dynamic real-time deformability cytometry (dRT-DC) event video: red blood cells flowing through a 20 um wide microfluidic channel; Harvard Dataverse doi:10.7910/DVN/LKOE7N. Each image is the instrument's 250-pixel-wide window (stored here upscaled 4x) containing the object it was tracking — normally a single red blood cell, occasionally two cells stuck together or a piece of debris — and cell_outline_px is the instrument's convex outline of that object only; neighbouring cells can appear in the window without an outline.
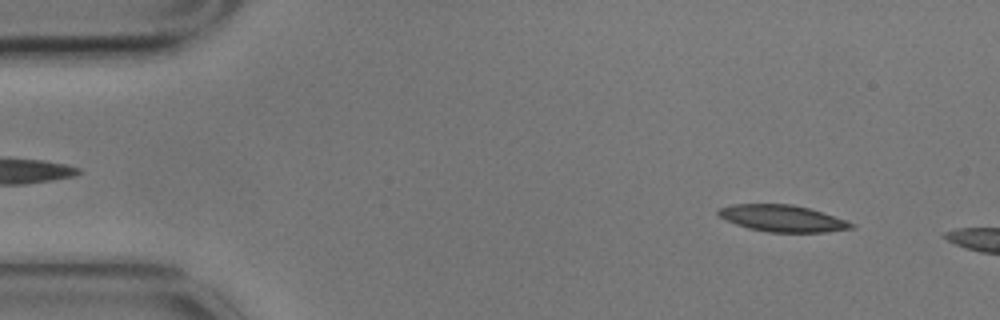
{"species": "common noctule bat (a hibernating species)", "species_latin": "Nyctalus noctula", "temperature_condition": "cold", "stored_images_in_passage": 3, "camera_frame_rate_fps": 3000, "um_per_image_px": 0.085, "animal": {"sex": "male", "body_mass_g": 17.9}, "frame": {"image": 1, "passage_image": 1, "time_ms": 0.0, "image_size_px": [1000, 320], "cell_outline_px": [[856, 228], [824, 232], [768, 232], [748, 228], [736, 224], [720, 216], [716, 212], [716, 208], [732, 204], [792, 204], [808, 208], [848, 220], [856, 224]], "centroid_in_image_um": [66.53, 18.56], "position_along_channel_um": 18.5, "area_um2": 20.75}}